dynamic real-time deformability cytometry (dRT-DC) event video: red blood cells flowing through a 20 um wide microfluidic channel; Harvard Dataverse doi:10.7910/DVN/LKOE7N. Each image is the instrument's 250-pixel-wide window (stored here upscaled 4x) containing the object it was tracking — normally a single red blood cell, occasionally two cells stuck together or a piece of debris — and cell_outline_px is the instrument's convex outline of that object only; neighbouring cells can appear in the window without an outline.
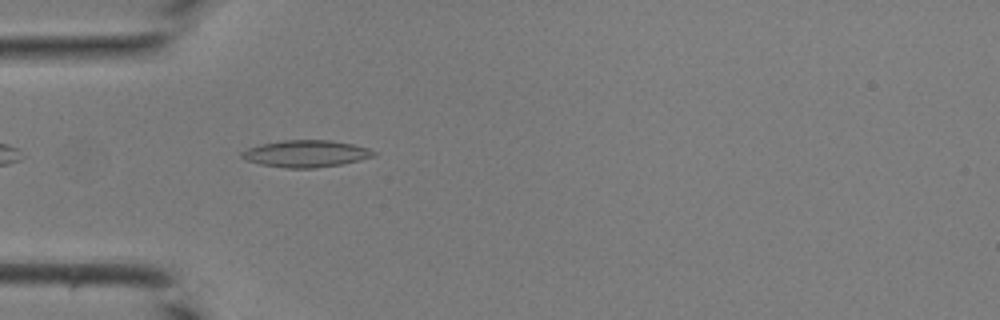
{"species": "common noctule bat (a hibernating species)", "species_latin": "Nyctalus noctula", "temperature_condition": "room temperature", "stored_images_in_passage": 13, "camera_frame_rate_fps": 3000, "um_per_image_px": 0.085, "animal": {"sex": "male", "body_mass_g": 19.0, "forearm_length_mm": 50.8}, "frame": {"image": 1, "passage_image": 3, "time_ms": 0.667, "image_size_px": [1000, 320], "cell_outline_px": [[376, 156], [360, 160], [340, 164], [316, 168], [284, 168], [260, 164], [244, 160], [240, 156], [240, 152], [248, 148], [260, 144], [284, 140], [332, 140], [352, 144], [368, 148], [376, 152]], "centroid_in_image_um": [25.98, 13.06], "position_along_channel_um": 59.0, "area_um2": 20.81}}
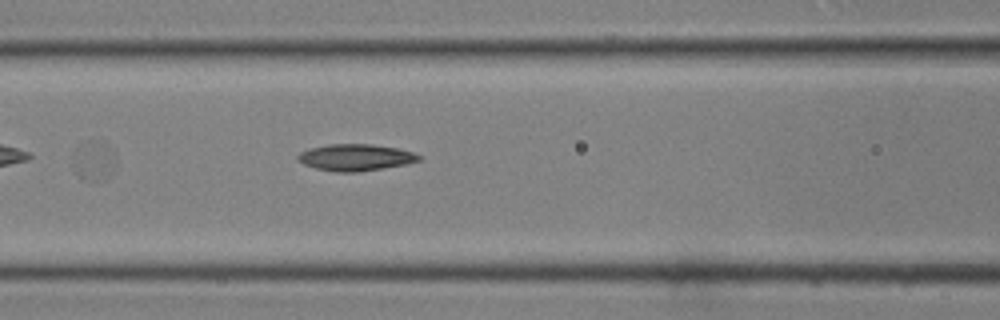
{"frame": {"image": 2, "passage_image": 8, "time_ms": 2.333, "image_size_px": [1000, 320], "cell_outline_px": [[420, 160], [404, 164], [360, 172], [336, 172], [316, 168], [304, 164], [296, 160], [296, 156], [300, 152], [308, 148], [328, 144], [372, 144], [396, 148], [412, 152], [420, 156]], "centroid_in_image_um": [30.15, 13.38], "position_along_channel_um": 136.4, "area_um2": 18.73}}
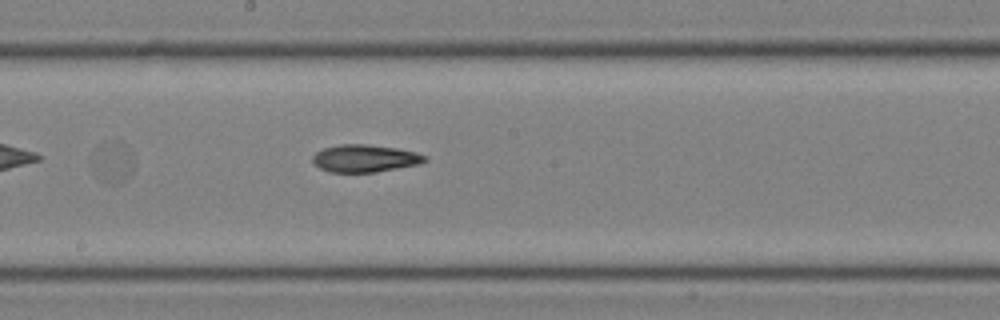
{"frame": {"image": 3, "passage_image": 13, "time_ms": 4.0, "image_size_px": [1000, 320], "cell_outline_px": [[428, 160], [420, 164], [376, 172], [328, 172], [320, 168], [312, 160], [312, 156], [316, 152], [324, 148], [340, 144], [368, 144], [396, 148], [416, 152], [428, 156]], "centroid_in_image_um": [31.04, 13.46], "position_along_channel_um": 217.2, "area_um2": 18.03}}